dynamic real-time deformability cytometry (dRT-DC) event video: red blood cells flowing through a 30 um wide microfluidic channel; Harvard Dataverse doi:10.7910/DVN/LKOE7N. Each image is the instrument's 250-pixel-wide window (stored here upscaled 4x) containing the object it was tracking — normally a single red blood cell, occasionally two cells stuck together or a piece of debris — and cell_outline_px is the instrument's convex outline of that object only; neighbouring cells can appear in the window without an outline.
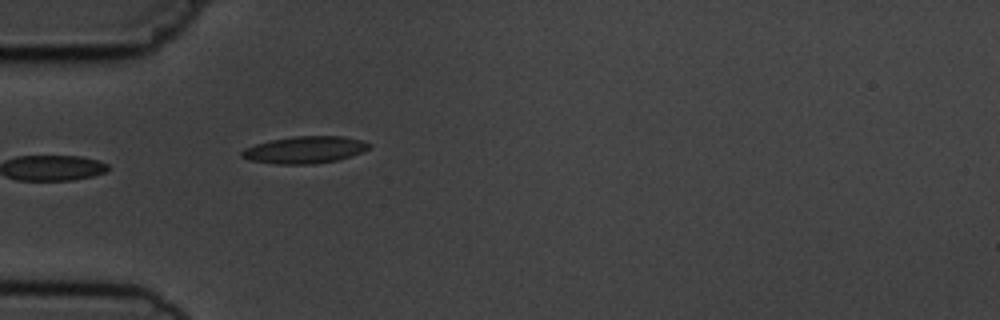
{"species": "common noctule bat (a hibernating species)", "species_latin": "Nyctalus noctula", "temperature_condition": "cold", "stored_images_in_passage": 1, "camera_frame_rate_fps": 3000, "um_per_image_px": 0.085, "animal": {"sex": "male", "body_mass_g": 19.5, "forearm_length_mm": 54.6}, "frame": {"image": 1, "passage_image": 1, "time_ms": 0.0, "image_size_px": [1000, 320], "cell_outline_px": [[372, 144], [368, 148], [352, 156], [336, 160], [312, 164], [276, 164], [248, 160], [240, 156], [240, 152], [244, 148], [256, 144], [272, 140], [292, 136], [344, 136], [360, 140]], "centroid_in_image_um": [25.87, 12.73], "position_along_channel_um": 59.1, "area_um2": 20.0}}